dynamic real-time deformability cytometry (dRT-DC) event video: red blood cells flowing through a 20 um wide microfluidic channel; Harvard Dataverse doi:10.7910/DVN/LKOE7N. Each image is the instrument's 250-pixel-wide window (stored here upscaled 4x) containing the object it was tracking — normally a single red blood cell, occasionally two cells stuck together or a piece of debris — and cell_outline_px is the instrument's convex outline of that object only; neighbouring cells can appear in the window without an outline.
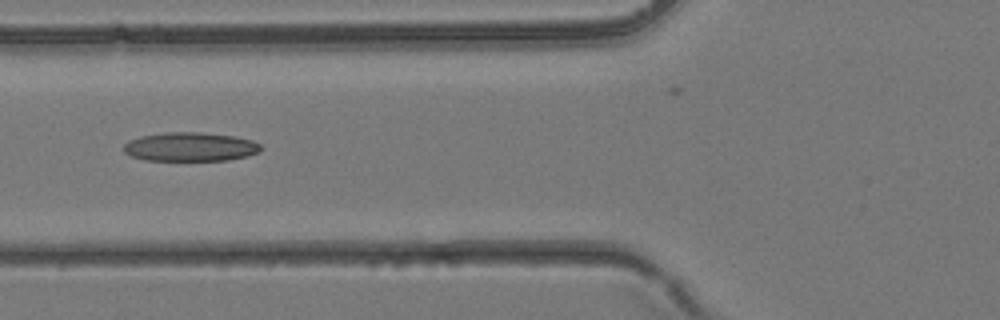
{"species": "common noctule bat (a hibernating species)", "species_latin": "Nyctalus noctula", "temperature_condition": "room temperature", "stored_images_in_passage": 39, "camera_frame_rate_fps": 3000, "um_per_image_px": 0.085, "animal": {"sex": "female", "body_mass_g": 24.6, "forearm_length_mm": 56.2}, "frame": {"image": 1, "passage_image": 15, "time_ms": 4.667, "image_size_px": [1000, 320], "cell_outline_px": [[264, 148], [260, 152], [248, 156], [228, 160], [144, 160], [132, 156], [124, 152], [124, 144], [128, 140], [140, 136], [164, 132], [200, 132], [232, 136], [252, 140], [260, 144]], "centroid_in_image_um": [16.18, 12.48], "position_along_channel_um": 109.6, "area_um2": 23.24}}
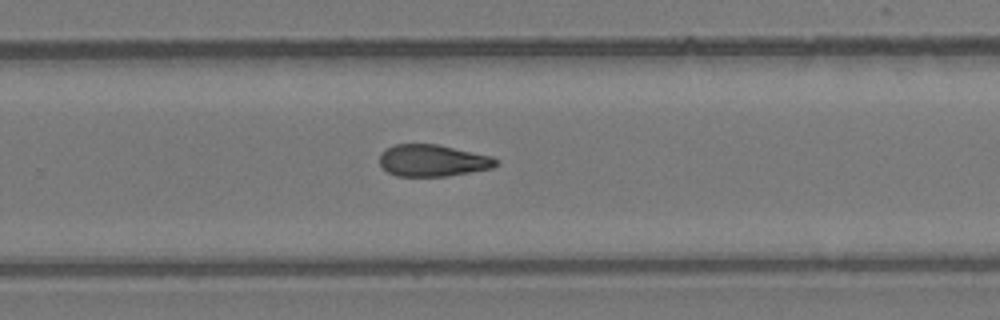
{"frame": {"image": 2, "passage_image": 25, "time_ms": 8.0, "image_size_px": [1000, 320], "cell_outline_px": [[500, 164], [492, 168], [448, 176], [396, 176], [388, 172], [380, 164], [380, 152], [384, 148], [392, 144], [436, 144], [492, 156], [500, 160]], "centroid_in_image_um": [36.78, 13.64], "position_along_channel_um": 293.0, "area_um2": 21.79}}
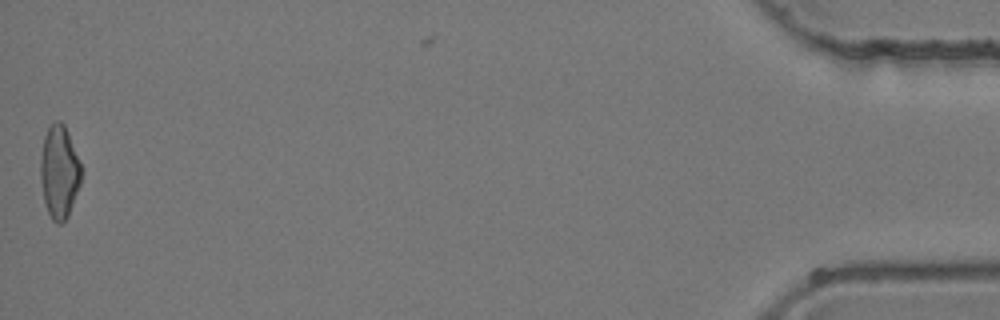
{"frame": {"image": 3, "passage_image": 38, "time_ms": 12.333, "image_size_px": [1000, 320], "cell_outline_px": [[84, 172], [80, 184], [68, 216], [60, 224], [56, 224], [52, 220], [48, 212], [44, 200], [40, 180], [40, 160], [44, 136], [48, 128], [56, 120], [60, 120], [64, 124], [68, 132]], "centroid_in_image_um": [5.05, 14.61], "position_along_channel_um": 430.2, "area_um2": 22.25}}